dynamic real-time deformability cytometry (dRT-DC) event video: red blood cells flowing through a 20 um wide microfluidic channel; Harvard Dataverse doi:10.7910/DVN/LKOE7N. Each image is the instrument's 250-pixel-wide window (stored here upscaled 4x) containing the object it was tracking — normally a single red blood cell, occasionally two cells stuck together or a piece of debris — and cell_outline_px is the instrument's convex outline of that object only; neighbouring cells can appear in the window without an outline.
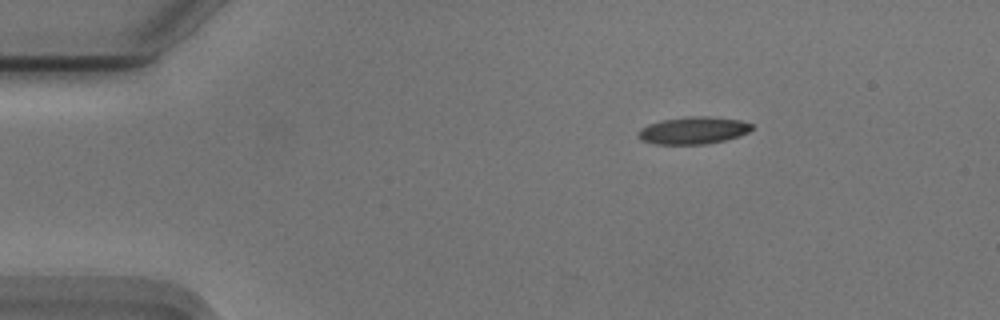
{"species": "Egyptian fruit bat (a non-hibernating species)", "species_latin": "Rousettus aegyptiacus", "temperature_condition": "cold", "stored_images_in_passage": 30, "camera_frame_rate_fps": 3000, "um_per_image_px": 0.085, "animal": {"sex": "male"}, "frame": {"image": 1, "passage_image": 1, "time_ms": 0.0, "image_size_px": [1000, 320], "cell_outline_px": [[752, 128], [748, 132], [740, 136], [724, 140], [704, 144], [656, 144], [640, 140], [636, 136], [636, 132], [640, 128], [648, 124], [660, 120], [688, 116], [708, 116], [740, 120], [752, 124]], "centroid_in_image_um": [58.87, 11.08], "position_along_channel_um": 26.1, "area_um2": 18.21}}
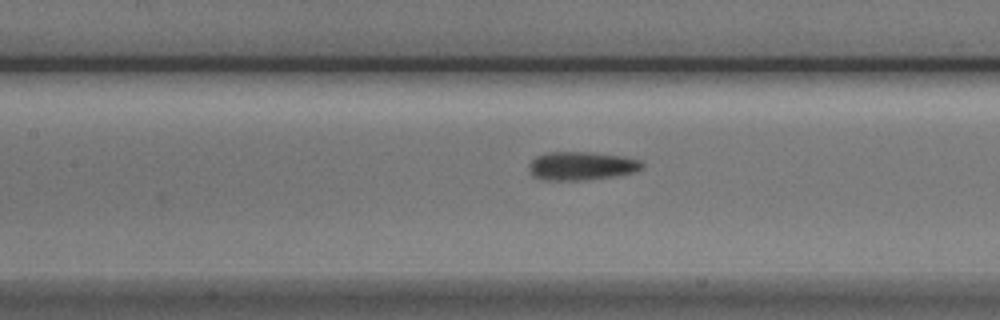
{"frame": {"image": 2, "passage_image": 17, "time_ms": 5.333, "image_size_px": [1000, 320], "cell_outline_px": [[644, 168], [632, 172], [616, 176], [580, 180], [548, 180], [532, 176], [528, 168], [528, 164], [536, 156], [548, 152], [592, 152], [624, 156], [640, 160], [644, 164]], "centroid_in_image_um": [49.42, 14.09], "position_along_channel_um": 158.0, "area_um2": 18.84}}
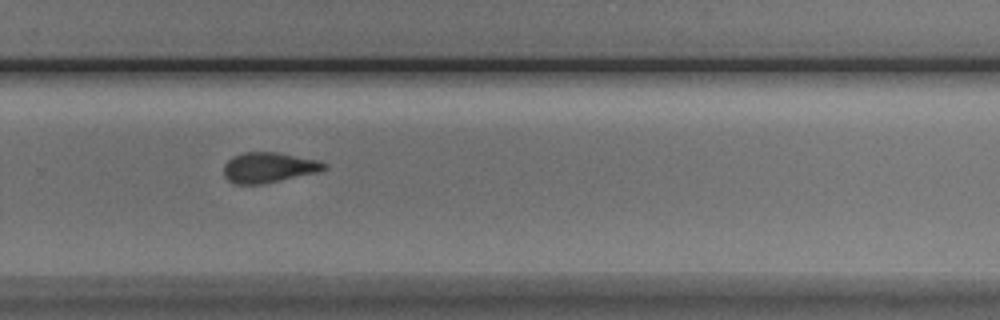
{"frame": {"image": 3, "passage_image": 29, "time_ms": 9.333, "image_size_px": [1000, 320], "cell_outline_px": [[328, 168], [320, 172], [264, 184], [236, 184], [228, 180], [224, 176], [224, 164], [232, 156], [244, 152], [280, 152], [320, 160], [328, 164]], "centroid_in_image_um": [22.9, 14.23], "position_along_channel_um": 306.9, "area_um2": 18.15}, "authors_computed_cell_mechanics": {"area_um2": 18.207, "velocity_mm_per_s": 3.7354, "shape_relaxation_time_tau1_ms": 3.3871, "shape_relaxation_time_tau2_ms": 2.5168, "deformation_change_tau1": 0.1309, "deformation_change_tau2": 0.0916}}